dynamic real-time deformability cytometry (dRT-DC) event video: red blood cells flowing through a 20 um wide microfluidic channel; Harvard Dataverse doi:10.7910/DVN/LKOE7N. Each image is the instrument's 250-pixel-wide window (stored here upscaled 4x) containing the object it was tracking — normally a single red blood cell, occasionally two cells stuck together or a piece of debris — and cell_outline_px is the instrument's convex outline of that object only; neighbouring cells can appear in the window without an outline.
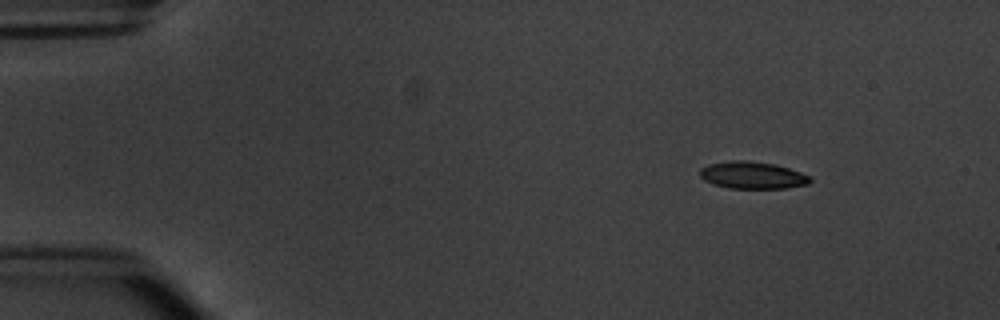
{"species": "common noctule bat (a hibernating species)", "species_latin": "Nyctalus noctula", "temperature_condition": "warm", "stored_images_in_passage": 8, "camera_frame_rate_fps": 3000, "um_per_image_px": 0.085, "animal": {"sex": "male", "body_mass_g": 20.1, "forearm_length_mm": 53.5}, "frame": {"image": 1, "passage_image": 1, "time_ms": 0.0, "image_size_px": [1000, 320], "cell_outline_px": [[812, 180], [808, 184], [788, 188], [728, 188], [712, 184], [704, 180], [700, 176], [700, 168], [708, 164], [732, 160], [744, 160], [776, 164], [812, 176]], "centroid_in_image_um": [63.96, 14.89], "position_along_channel_um": 21.0, "area_um2": 17.57}}
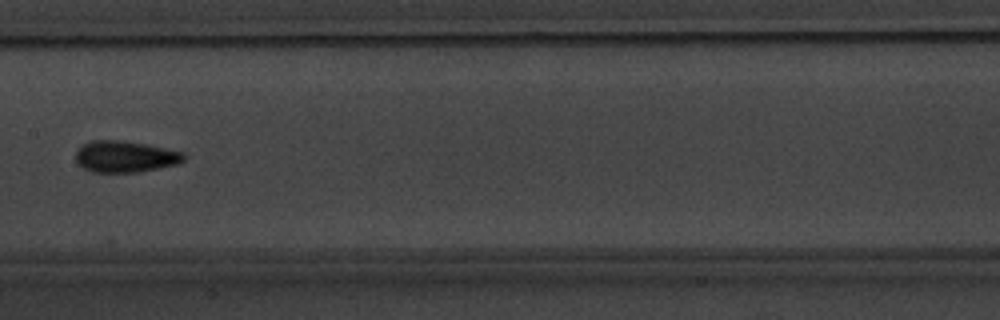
{"frame": {"image": 2, "passage_image": 7, "time_ms": 7.0, "image_size_px": [1000, 320], "cell_outline_px": [[184, 160], [176, 164], [160, 168], [140, 172], [92, 172], [84, 168], [76, 160], [76, 148], [88, 140], [120, 140], [144, 144], [184, 152]], "centroid_in_image_um": [10.6, 13.3], "position_along_channel_um": 196.8, "area_um2": 19.83}}
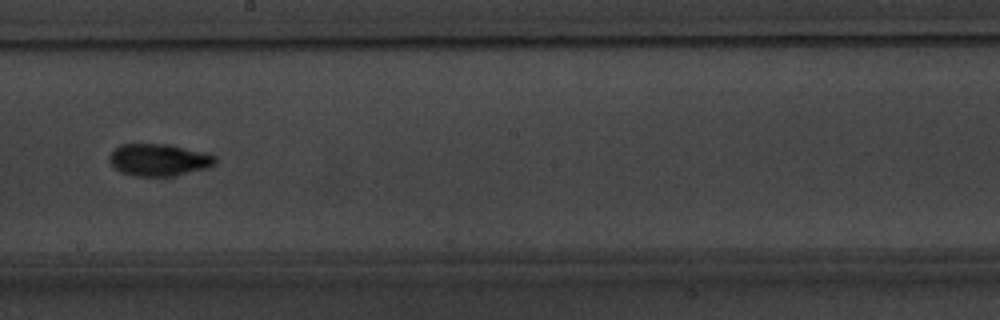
{"frame": {"image": 3, "passage_image": 8, "time_ms": 8.0, "image_size_px": [1000, 320], "cell_outline_px": [[216, 164], [208, 168], [172, 176], [132, 176], [120, 172], [108, 160], [108, 156], [120, 144], [168, 144], [204, 152], [216, 156]], "centroid_in_image_um": [13.5, 13.59], "position_along_channel_um": 234.7, "area_um2": 19.88}}